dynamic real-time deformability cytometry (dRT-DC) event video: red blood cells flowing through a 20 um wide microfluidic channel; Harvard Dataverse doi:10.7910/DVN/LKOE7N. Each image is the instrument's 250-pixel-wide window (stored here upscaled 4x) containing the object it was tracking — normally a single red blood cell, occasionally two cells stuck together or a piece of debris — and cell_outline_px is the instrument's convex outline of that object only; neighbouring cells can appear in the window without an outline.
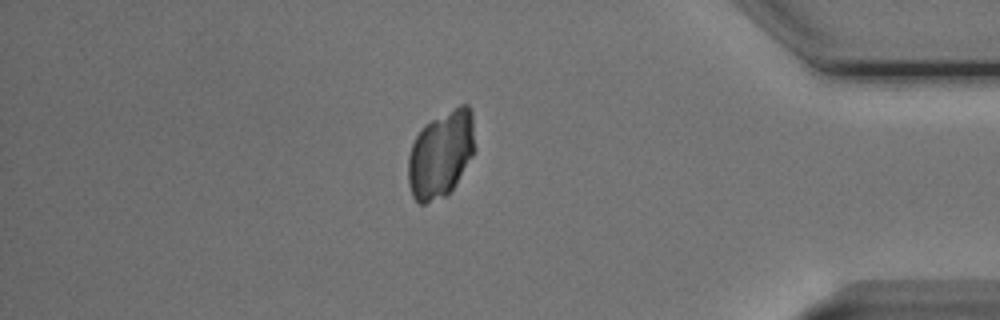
{"species": "Egyptian fruit bat (a non-hibernating species)", "species_latin": "Rousettus aegyptiacus", "temperature_condition": "cold", "stored_images_in_passage": 38, "camera_frame_rate_fps": 3000, "um_per_image_px": 0.085, "animal": {"sex": "male"}, "frame": {"image": 1, "passage_image": 31, "time_ms": 10.0, "image_size_px": [1000, 320], "cell_outline_px": [[476, 148], [472, 156], [452, 188], [444, 196], [424, 204], [420, 204], [412, 196], [408, 184], [408, 156], [412, 144], [420, 128], [424, 124], [460, 104], [468, 104], [472, 112]], "centroid_in_image_um": [37.47, 13.08], "position_along_channel_um": 397.7, "area_um2": 33.81}}